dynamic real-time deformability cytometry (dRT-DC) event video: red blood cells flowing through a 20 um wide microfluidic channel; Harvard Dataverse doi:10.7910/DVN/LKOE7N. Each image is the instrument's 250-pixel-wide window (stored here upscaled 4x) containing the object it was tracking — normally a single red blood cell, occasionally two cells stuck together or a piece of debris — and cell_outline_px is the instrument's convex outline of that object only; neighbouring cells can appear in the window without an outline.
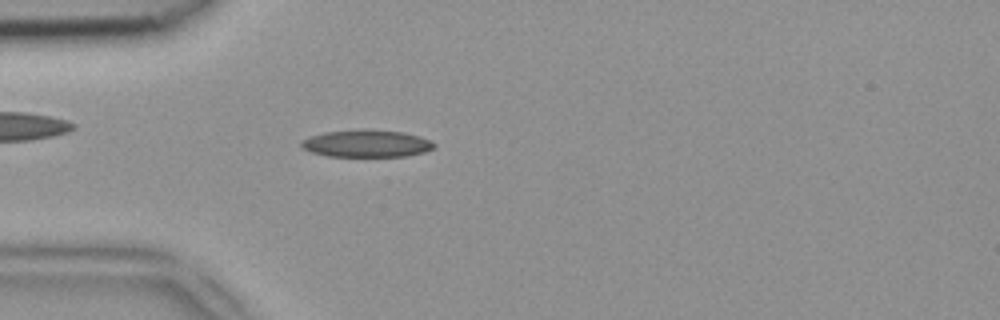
{"species": "common noctule bat (a hibernating species)", "species_latin": "Nyctalus noctula", "temperature_condition": "room temperature", "stored_images_in_passage": 48, "camera_frame_rate_fps": 3000, "um_per_image_px": 0.085, "animal": {"sex": "female", "body_mass_g": 18.4}, "frame": {"image": 1, "passage_image": 13, "time_ms": 4.0, "image_size_px": [1000, 320], "cell_outline_px": [[436, 144], [432, 148], [424, 152], [408, 156], [328, 156], [312, 152], [304, 148], [300, 144], [300, 140], [308, 136], [324, 132], [364, 128], [404, 132], [420, 136]], "centroid_in_image_um": [31.13, 12.18], "position_along_channel_um": 53.9, "area_um2": 21.27}}
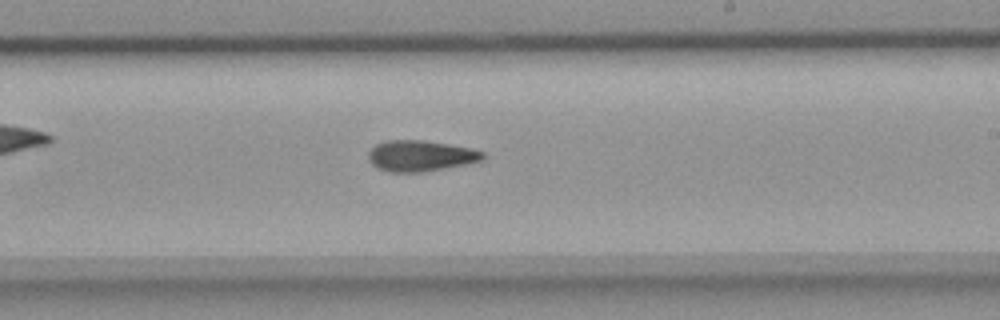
{"frame": {"image": 2, "passage_image": 28, "time_ms": 9.0, "image_size_px": [1000, 320], "cell_outline_px": [[484, 160], [444, 168], [420, 172], [388, 172], [376, 168], [368, 160], [368, 152], [376, 144], [384, 140], [424, 140], [472, 148], [484, 152]], "centroid_in_image_um": [35.71, 13.24], "position_along_channel_um": 253.3, "area_um2": 20.69}}
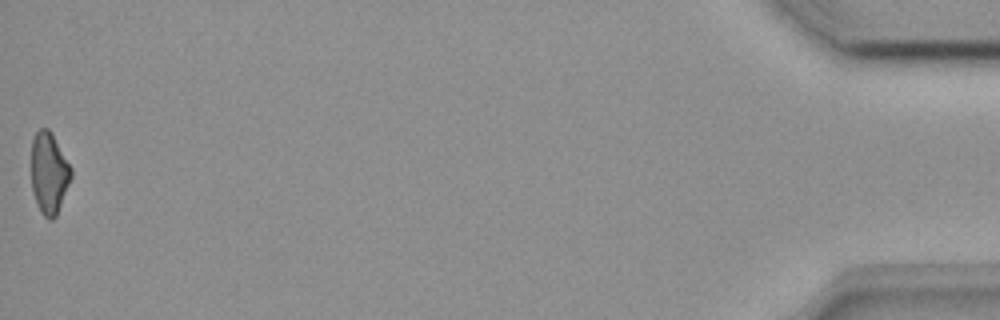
{"frame": {"image": 3, "passage_image": 48, "time_ms": 15.667, "image_size_px": [1000, 320], "cell_outline_px": [[72, 176], [56, 216], [52, 220], [48, 220], [40, 212], [32, 188], [32, 140], [36, 132], [40, 128], [48, 128], [52, 132], [72, 168]], "centroid_in_image_um": [4.18, 14.69], "position_along_channel_um": 431.0, "area_um2": 18.84}}